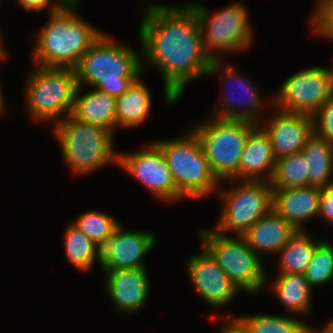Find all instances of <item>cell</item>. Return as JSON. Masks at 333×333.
Listing matches in <instances>:
<instances>
[{
    "instance_id": "cell-1",
    "label": "cell",
    "mask_w": 333,
    "mask_h": 333,
    "mask_svg": "<svg viewBox=\"0 0 333 333\" xmlns=\"http://www.w3.org/2000/svg\"><path fill=\"white\" fill-rule=\"evenodd\" d=\"M139 27L142 67L162 74L164 100L177 103L187 84L206 77L212 60L204 51L202 32L190 3L179 6L149 4Z\"/></svg>"
},
{
    "instance_id": "cell-2",
    "label": "cell",
    "mask_w": 333,
    "mask_h": 333,
    "mask_svg": "<svg viewBox=\"0 0 333 333\" xmlns=\"http://www.w3.org/2000/svg\"><path fill=\"white\" fill-rule=\"evenodd\" d=\"M142 54L102 33L74 68L78 86H91L114 98L142 76Z\"/></svg>"
},
{
    "instance_id": "cell-3",
    "label": "cell",
    "mask_w": 333,
    "mask_h": 333,
    "mask_svg": "<svg viewBox=\"0 0 333 333\" xmlns=\"http://www.w3.org/2000/svg\"><path fill=\"white\" fill-rule=\"evenodd\" d=\"M76 4H64L49 14L37 35L33 51L36 66L75 68L90 46L103 33L78 16Z\"/></svg>"
},
{
    "instance_id": "cell-4",
    "label": "cell",
    "mask_w": 333,
    "mask_h": 333,
    "mask_svg": "<svg viewBox=\"0 0 333 333\" xmlns=\"http://www.w3.org/2000/svg\"><path fill=\"white\" fill-rule=\"evenodd\" d=\"M69 170L76 175L93 173L104 166L117 165L114 135L110 130L76 119L72 114L53 126Z\"/></svg>"
},
{
    "instance_id": "cell-5",
    "label": "cell",
    "mask_w": 333,
    "mask_h": 333,
    "mask_svg": "<svg viewBox=\"0 0 333 333\" xmlns=\"http://www.w3.org/2000/svg\"><path fill=\"white\" fill-rule=\"evenodd\" d=\"M256 125L251 121L220 119L209 114L207 119L191 127L219 182L238 181L242 152L249 132Z\"/></svg>"
},
{
    "instance_id": "cell-6",
    "label": "cell",
    "mask_w": 333,
    "mask_h": 333,
    "mask_svg": "<svg viewBox=\"0 0 333 333\" xmlns=\"http://www.w3.org/2000/svg\"><path fill=\"white\" fill-rule=\"evenodd\" d=\"M34 68L24 87L29 116L35 122L52 121L55 125L73 111L78 87L75 69L39 65Z\"/></svg>"
},
{
    "instance_id": "cell-7",
    "label": "cell",
    "mask_w": 333,
    "mask_h": 333,
    "mask_svg": "<svg viewBox=\"0 0 333 333\" xmlns=\"http://www.w3.org/2000/svg\"><path fill=\"white\" fill-rule=\"evenodd\" d=\"M173 140L153 141L162 151L179 194L200 199L216 192L219 181L210 169L196 134L190 129Z\"/></svg>"
},
{
    "instance_id": "cell-8",
    "label": "cell",
    "mask_w": 333,
    "mask_h": 333,
    "mask_svg": "<svg viewBox=\"0 0 333 333\" xmlns=\"http://www.w3.org/2000/svg\"><path fill=\"white\" fill-rule=\"evenodd\" d=\"M199 235L201 247L212 256L240 291L257 294L267 286L263 259L248 246L243 236L231 237L211 228L200 229Z\"/></svg>"
},
{
    "instance_id": "cell-9",
    "label": "cell",
    "mask_w": 333,
    "mask_h": 333,
    "mask_svg": "<svg viewBox=\"0 0 333 333\" xmlns=\"http://www.w3.org/2000/svg\"><path fill=\"white\" fill-rule=\"evenodd\" d=\"M190 3L200 23L204 51L211 60H219V52L239 53L253 43V28L242 3L234 2L211 14L205 5Z\"/></svg>"
},
{
    "instance_id": "cell-10",
    "label": "cell",
    "mask_w": 333,
    "mask_h": 333,
    "mask_svg": "<svg viewBox=\"0 0 333 333\" xmlns=\"http://www.w3.org/2000/svg\"><path fill=\"white\" fill-rule=\"evenodd\" d=\"M216 193L222 202V214L213 230L224 235L234 231L235 236H243L273 205L271 182L265 180H239L236 186Z\"/></svg>"
},
{
    "instance_id": "cell-11",
    "label": "cell",
    "mask_w": 333,
    "mask_h": 333,
    "mask_svg": "<svg viewBox=\"0 0 333 333\" xmlns=\"http://www.w3.org/2000/svg\"><path fill=\"white\" fill-rule=\"evenodd\" d=\"M333 95V66H312L290 75L272 96V107L286 112L314 115Z\"/></svg>"
},
{
    "instance_id": "cell-12",
    "label": "cell",
    "mask_w": 333,
    "mask_h": 333,
    "mask_svg": "<svg viewBox=\"0 0 333 333\" xmlns=\"http://www.w3.org/2000/svg\"><path fill=\"white\" fill-rule=\"evenodd\" d=\"M124 153H118V167L135 177L155 198L169 203L184 199L177 191L161 149L154 142L147 143L143 150Z\"/></svg>"
},
{
    "instance_id": "cell-13",
    "label": "cell",
    "mask_w": 333,
    "mask_h": 333,
    "mask_svg": "<svg viewBox=\"0 0 333 333\" xmlns=\"http://www.w3.org/2000/svg\"><path fill=\"white\" fill-rule=\"evenodd\" d=\"M209 75H221L220 79H222L221 82H223L224 85L222 88L223 90H231L229 87L232 85L231 83L234 84L235 82L238 91L240 88L242 89L241 93L244 91V98L239 95L240 99L238 96L231 95V91H228L230 94L223 91L225 93L222 95L224 101L220 103L221 106L218 105L219 107H216L215 112H213L214 114L212 113L211 116L220 119L246 120L255 124H260L262 122L260 119L261 117L259 116V111H261L263 104H265L263 103L264 99L262 100V98H260L259 92L255 85L253 86V82L249 80L250 78L239 74L233 66H230V64L225 65L222 59L212 60L206 73L207 77Z\"/></svg>"
},
{
    "instance_id": "cell-14",
    "label": "cell",
    "mask_w": 333,
    "mask_h": 333,
    "mask_svg": "<svg viewBox=\"0 0 333 333\" xmlns=\"http://www.w3.org/2000/svg\"><path fill=\"white\" fill-rule=\"evenodd\" d=\"M272 116L259 125L268 134L275 160L302 152L314 135V117L310 114L286 112L275 107Z\"/></svg>"
},
{
    "instance_id": "cell-15",
    "label": "cell",
    "mask_w": 333,
    "mask_h": 333,
    "mask_svg": "<svg viewBox=\"0 0 333 333\" xmlns=\"http://www.w3.org/2000/svg\"><path fill=\"white\" fill-rule=\"evenodd\" d=\"M120 224L100 250V267L103 271L145 268L143 257L157 243L152 232L125 231Z\"/></svg>"
},
{
    "instance_id": "cell-16",
    "label": "cell",
    "mask_w": 333,
    "mask_h": 333,
    "mask_svg": "<svg viewBox=\"0 0 333 333\" xmlns=\"http://www.w3.org/2000/svg\"><path fill=\"white\" fill-rule=\"evenodd\" d=\"M187 261V273L200 297L214 308L225 307L239 292V287L204 249Z\"/></svg>"
},
{
    "instance_id": "cell-17",
    "label": "cell",
    "mask_w": 333,
    "mask_h": 333,
    "mask_svg": "<svg viewBox=\"0 0 333 333\" xmlns=\"http://www.w3.org/2000/svg\"><path fill=\"white\" fill-rule=\"evenodd\" d=\"M103 273L106 291L118 313H138L146 306L150 292L147 268L118 269Z\"/></svg>"
},
{
    "instance_id": "cell-18",
    "label": "cell",
    "mask_w": 333,
    "mask_h": 333,
    "mask_svg": "<svg viewBox=\"0 0 333 333\" xmlns=\"http://www.w3.org/2000/svg\"><path fill=\"white\" fill-rule=\"evenodd\" d=\"M321 187L305 186L273 189L272 208L297 230L319 214Z\"/></svg>"
},
{
    "instance_id": "cell-19",
    "label": "cell",
    "mask_w": 333,
    "mask_h": 333,
    "mask_svg": "<svg viewBox=\"0 0 333 333\" xmlns=\"http://www.w3.org/2000/svg\"><path fill=\"white\" fill-rule=\"evenodd\" d=\"M271 141L257 124L248 134L239 166V180L271 181L275 170Z\"/></svg>"
},
{
    "instance_id": "cell-20",
    "label": "cell",
    "mask_w": 333,
    "mask_h": 333,
    "mask_svg": "<svg viewBox=\"0 0 333 333\" xmlns=\"http://www.w3.org/2000/svg\"><path fill=\"white\" fill-rule=\"evenodd\" d=\"M297 229L273 208L252 225L243 237L248 246L261 258V253L277 254Z\"/></svg>"
},
{
    "instance_id": "cell-21",
    "label": "cell",
    "mask_w": 333,
    "mask_h": 333,
    "mask_svg": "<svg viewBox=\"0 0 333 333\" xmlns=\"http://www.w3.org/2000/svg\"><path fill=\"white\" fill-rule=\"evenodd\" d=\"M82 88V86L77 87L71 114L78 120L106 128L115 133L117 128L116 98L96 88L80 95Z\"/></svg>"
},
{
    "instance_id": "cell-22",
    "label": "cell",
    "mask_w": 333,
    "mask_h": 333,
    "mask_svg": "<svg viewBox=\"0 0 333 333\" xmlns=\"http://www.w3.org/2000/svg\"><path fill=\"white\" fill-rule=\"evenodd\" d=\"M266 275V283L272 288L279 301L287 312L297 315L307 314L311 310L312 288L309 286L304 274L283 273L278 274L273 281ZM271 281V284H269Z\"/></svg>"
},
{
    "instance_id": "cell-23",
    "label": "cell",
    "mask_w": 333,
    "mask_h": 333,
    "mask_svg": "<svg viewBox=\"0 0 333 333\" xmlns=\"http://www.w3.org/2000/svg\"><path fill=\"white\" fill-rule=\"evenodd\" d=\"M151 91L141 76L121 96L116 98L117 127L132 128L143 124L152 103Z\"/></svg>"
},
{
    "instance_id": "cell-24",
    "label": "cell",
    "mask_w": 333,
    "mask_h": 333,
    "mask_svg": "<svg viewBox=\"0 0 333 333\" xmlns=\"http://www.w3.org/2000/svg\"><path fill=\"white\" fill-rule=\"evenodd\" d=\"M302 152L307 158L309 186L325 187L333 184L331 178L333 176V143L314 133Z\"/></svg>"
},
{
    "instance_id": "cell-25",
    "label": "cell",
    "mask_w": 333,
    "mask_h": 333,
    "mask_svg": "<svg viewBox=\"0 0 333 333\" xmlns=\"http://www.w3.org/2000/svg\"><path fill=\"white\" fill-rule=\"evenodd\" d=\"M307 233V230H297L288 243L277 253L280 255L278 274H304L316 246L322 241L312 239Z\"/></svg>"
},
{
    "instance_id": "cell-26",
    "label": "cell",
    "mask_w": 333,
    "mask_h": 333,
    "mask_svg": "<svg viewBox=\"0 0 333 333\" xmlns=\"http://www.w3.org/2000/svg\"><path fill=\"white\" fill-rule=\"evenodd\" d=\"M65 230V254L73 267L82 272H88L93 268L95 262L100 264L101 248L71 222Z\"/></svg>"
},
{
    "instance_id": "cell-27",
    "label": "cell",
    "mask_w": 333,
    "mask_h": 333,
    "mask_svg": "<svg viewBox=\"0 0 333 333\" xmlns=\"http://www.w3.org/2000/svg\"><path fill=\"white\" fill-rule=\"evenodd\" d=\"M272 189L309 186V169L303 152L294 153L276 160L271 179Z\"/></svg>"
},
{
    "instance_id": "cell-28",
    "label": "cell",
    "mask_w": 333,
    "mask_h": 333,
    "mask_svg": "<svg viewBox=\"0 0 333 333\" xmlns=\"http://www.w3.org/2000/svg\"><path fill=\"white\" fill-rule=\"evenodd\" d=\"M236 317L249 333H306L308 323L290 316L257 314Z\"/></svg>"
},
{
    "instance_id": "cell-29",
    "label": "cell",
    "mask_w": 333,
    "mask_h": 333,
    "mask_svg": "<svg viewBox=\"0 0 333 333\" xmlns=\"http://www.w3.org/2000/svg\"><path fill=\"white\" fill-rule=\"evenodd\" d=\"M71 223L88 236L99 248L111 238L120 222L108 213L89 210Z\"/></svg>"
},
{
    "instance_id": "cell-30",
    "label": "cell",
    "mask_w": 333,
    "mask_h": 333,
    "mask_svg": "<svg viewBox=\"0 0 333 333\" xmlns=\"http://www.w3.org/2000/svg\"><path fill=\"white\" fill-rule=\"evenodd\" d=\"M304 276L311 288L333 281V245L329 241L316 246Z\"/></svg>"
},
{
    "instance_id": "cell-31",
    "label": "cell",
    "mask_w": 333,
    "mask_h": 333,
    "mask_svg": "<svg viewBox=\"0 0 333 333\" xmlns=\"http://www.w3.org/2000/svg\"><path fill=\"white\" fill-rule=\"evenodd\" d=\"M313 14H311L310 27L313 34L333 41V0H318Z\"/></svg>"
},
{
    "instance_id": "cell-32",
    "label": "cell",
    "mask_w": 333,
    "mask_h": 333,
    "mask_svg": "<svg viewBox=\"0 0 333 333\" xmlns=\"http://www.w3.org/2000/svg\"><path fill=\"white\" fill-rule=\"evenodd\" d=\"M315 134L333 143V95L313 115Z\"/></svg>"
},
{
    "instance_id": "cell-33",
    "label": "cell",
    "mask_w": 333,
    "mask_h": 333,
    "mask_svg": "<svg viewBox=\"0 0 333 333\" xmlns=\"http://www.w3.org/2000/svg\"><path fill=\"white\" fill-rule=\"evenodd\" d=\"M318 216L333 225V184L321 187Z\"/></svg>"
},
{
    "instance_id": "cell-34",
    "label": "cell",
    "mask_w": 333,
    "mask_h": 333,
    "mask_svg": "<svg viewBox=\"0 0 333 333\" xmlns=\"http://www.w3.org/2000/svg\"><path fill=\"white\" fill-rule=\"evenodd\" d=\"M16 3L25 11H41L44 9L49 10V14L57 12L64 4L60 0H16Z\"/></svg>"
},
{
    "instance_id": "cell-35",
    "label": "cell",
    "mask_w": 333,
    "mask_h": 333,
    "mask_svg": "<svg viewBox=\"0 0 333 333\" xmlns=\"http://www.w3.org/2000/svg\"><path fill=\"white\" fill-rule=\"evenodd\" d=\"M224 319L226 323L220 333H249L245 325L236 316H230L229 313Z\"/></svg>"
},
{
    "instance_id": "cell-36",
    "label": "cell",
    "mask_w": 333,
    "mask_h": 333,
    "mask_svg": "<svg viewBox=\"0 0 333 333\" xmlns=\"http://www.w3.org/2000/svg\"><path fill=\"white\" fill-rule=\"evenodd\" d=\"M306 333H333V319L329 323H326L324 328L321 330H318L308 324Z\"/></svg>"
},
{
    "instance_id": "cell-37",
    "label": "cell",
    "mask_w": 333,
    "mask_h": 333,
    "mask_svg": "<svg viewBox=\"0 0 333 333\" xmlns=\"http://www.w3.org/2000/svg\"><path fill=\"white\" fill-rule=\"evenodd\" d=\"M3 42H2V34L0 33V62L3 60H5L6 59V50L5 49H3L4 47H3Z\"/></svg>"
},
{
    "instance_id": "cell-38",
    "label": "cell",
    "mask_w": 333,
    "mask_h": 333,
    "mask_svg": "<svg viewBox=\"0 0 333 333\" xmlns=\"http://www.w3.org/2000/svg\"><path fill=\"white\" fill-rule=\"evenodd\" d=\"M1 86V85H0ZM2 87H0V115L3 114L6 110L4 101H3V94H2Z\"/></svg>"
}]
</instances>
